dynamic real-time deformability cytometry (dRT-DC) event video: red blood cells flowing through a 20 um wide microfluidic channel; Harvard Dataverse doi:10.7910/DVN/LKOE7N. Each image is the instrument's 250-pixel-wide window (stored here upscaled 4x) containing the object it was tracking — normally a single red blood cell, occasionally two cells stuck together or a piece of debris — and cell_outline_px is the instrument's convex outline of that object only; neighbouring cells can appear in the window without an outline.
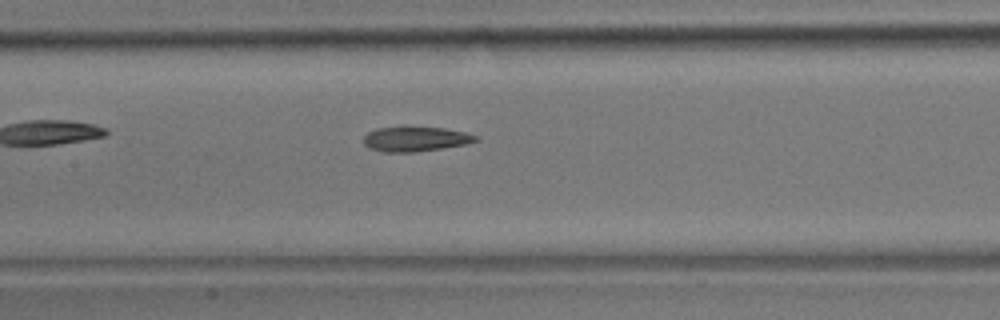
{"species": "common noctule bat (a hibernating species)", "species_latin": "Nyctalus noctula", "temperature_condition": "room temperature", "stored_images_in_passage": 38, "camera_frame_rate_fps": 3000, "um_per_image_px": 0.085, "animal": {"sex": "male", "body_mass_g": 17.9}, "frame": {"image": 1, "passage_image": 12, "time_ms": 3.667, "image_size_px": [1000, 320], "cell_outline_px": [[480, 140], [468, 144], [444, 148], [412, 152], [384, 152], [368, 148], [364, 144], [364, 136], [368, 132], [376, 128], [404, 124], [444, 128], [464, 132], [476, 136]], "centroid_in_image_um": [35.29, 11.78], "position_along_channel_um": 172.1, "area_um2": 16.94}}
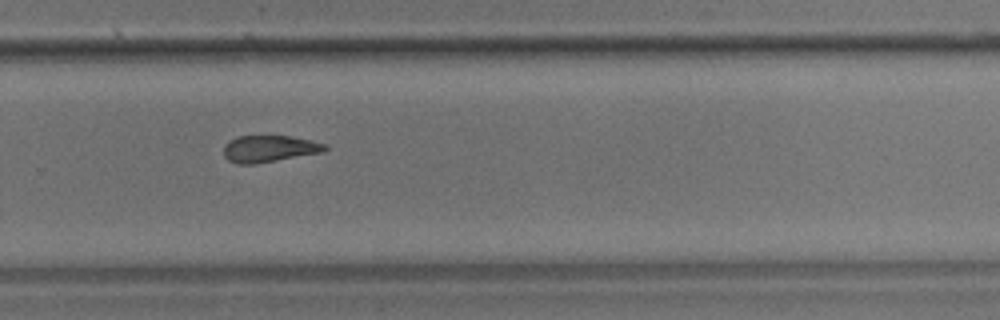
{"frame": {"image": 2, "passage_image": 22, "time_ms": 7.0, "image_size_px": [1000, 320], "cell_outline_px": [[328, 148], [324, 152], [256, 164], [236, 164], [228, 160], [224, 156], [224, 144], [228, 140], [236, 136], [288, 136], [308, 140], [324, 144]], "centroid_in_image_um": [22.83, 12.65], "position_along_channel_um": 307.0, "area_um2": 15.84}}